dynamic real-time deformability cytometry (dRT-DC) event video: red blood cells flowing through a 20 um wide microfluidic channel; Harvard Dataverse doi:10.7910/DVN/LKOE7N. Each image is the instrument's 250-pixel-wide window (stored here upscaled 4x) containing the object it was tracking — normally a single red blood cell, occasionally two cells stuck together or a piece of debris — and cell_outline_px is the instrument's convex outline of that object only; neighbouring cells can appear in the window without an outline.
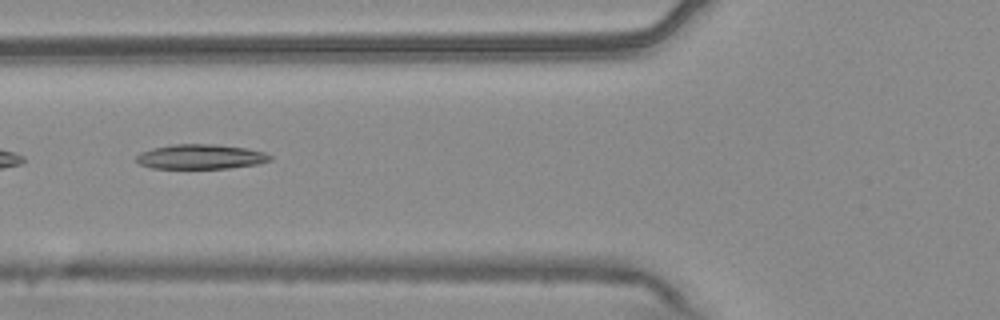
{"species": "common noctule bat (a hibernating species)", "species_latin": "Nyctalus noctula", "temperature_condition": "warm", "stored_images_in_passage": 10, "camera_frame_rate_fps": 3000, "um_per_image_px": 0.085, "animal": {"sex": "male", "body_mass_g": 20.4}, "frame": {"image": 1, "passage_image": 7, "time_ms": 2.0, "image_size_px": [1000, 320], "cell_outline_px": [[272, 160], [260, 164], [228, 168], [152, 168], [140, 164], [136, 160], [136, 156], [140, 152], [152, 148], [172, 144], [216, 144], [248, 148], [264, 152], [272, 156]], "centroid_in_image_um": [17.09, 13.31], "position_along_channel_um": 108.7, "area_um2": 19.42}}